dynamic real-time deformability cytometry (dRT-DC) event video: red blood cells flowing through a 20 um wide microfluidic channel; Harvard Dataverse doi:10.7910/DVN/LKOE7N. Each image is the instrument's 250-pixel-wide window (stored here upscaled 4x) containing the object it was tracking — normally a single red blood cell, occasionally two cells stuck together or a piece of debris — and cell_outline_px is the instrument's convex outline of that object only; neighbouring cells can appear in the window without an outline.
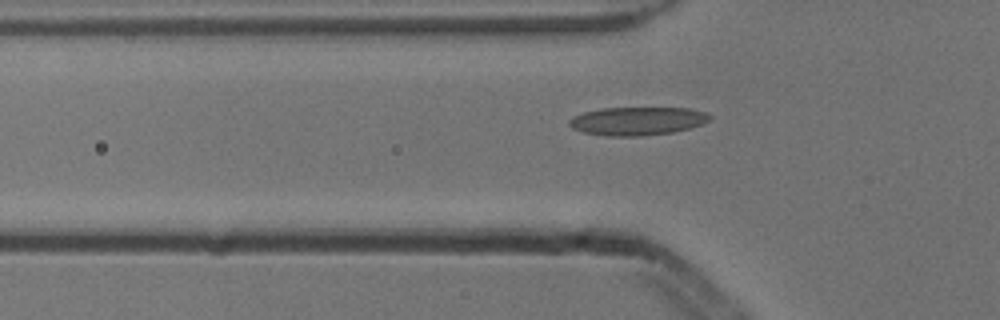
{"species": "common noctule bat (a hibernating species)", "species_latin": "Nyctalus noctula", "temperature_condition": "cold", "stored_images_in_passage": 40, "camera_frame_rate_fps": 3000, "um_per_image_px": 0.085, "animal": {"sex": "male", "body_mass_g": 13.3}, "frame": {"image": 1, "passage_image": 4, "time_ms": 1.0, "image_size_px": [1000, 320], "cell_outline_px": [[712, 116], [708, 120], [700, 124], [688, 128], [672, 132], [640, 136], [604, 136], [584, 132], [572, 128], [568, 124], [568, 120], [572, 116], [584, 112], [600, 108], [688, 108], [704, 112]], "centroid_in_image_um": [54.11, 10.28], "position_along_channel_um": 71.7, "area_um2": 23.06}}
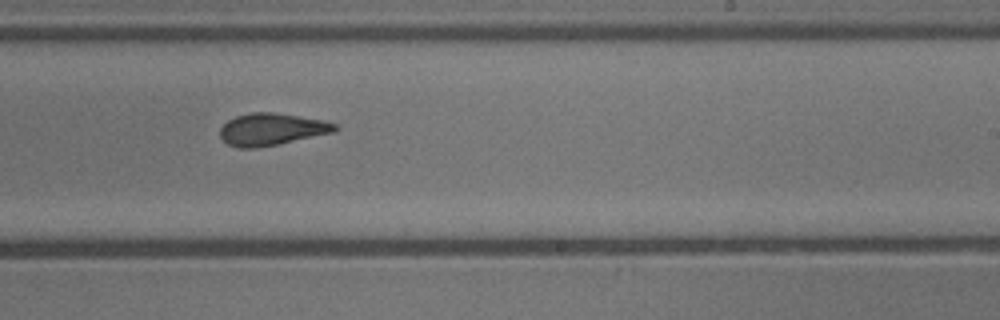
{"frame": {"image": 2, "passage_image": 19, "time_ms": 6.0, "image_size_px": [1000, 320], "cell_outline_px": [[340, 128], [336, 132], [256, 148], [240, 148], [228, 144], [220, 136], [220, 128], [228, 120], [236, 116], [248, 112], [272, 112], [324, 120], [336, 124]], "centroid_in_image_um": [23.1, 10.98], "position_along_channel_um": 265.9, "area_um2": 21.44}}
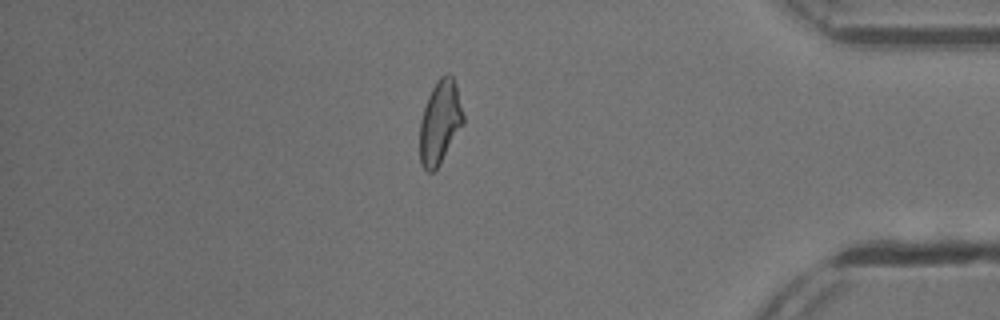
{"frame": {"image": 3, "passage_image": 32, "time_ms": 10.333, "image_size_px": [1000, 320], "cell_outline_px": [[464, 124], [440, 164], [432, 172], [428, 172], [420, 164], [420, 120], [428, 96], [436, 80], [444, 72], [448, 72], [452, 76], [456, 84], [464, 116]], "centroid_in_image_um": [37.4, 10.36], "position_along_channel_um": 397.8, "area_um2": 21.33}, "authors_computed_cell_mechanics": {"area_um2": 21.6172, "velocity_mm_per_s": 3.87, "shape_relaxation_time_tau1_ms": null, "shape_relaxation_time_tau2_ms": 1.6688, "deformation_change_tau1": null, "deformation_change_tau2": 0.0778}}